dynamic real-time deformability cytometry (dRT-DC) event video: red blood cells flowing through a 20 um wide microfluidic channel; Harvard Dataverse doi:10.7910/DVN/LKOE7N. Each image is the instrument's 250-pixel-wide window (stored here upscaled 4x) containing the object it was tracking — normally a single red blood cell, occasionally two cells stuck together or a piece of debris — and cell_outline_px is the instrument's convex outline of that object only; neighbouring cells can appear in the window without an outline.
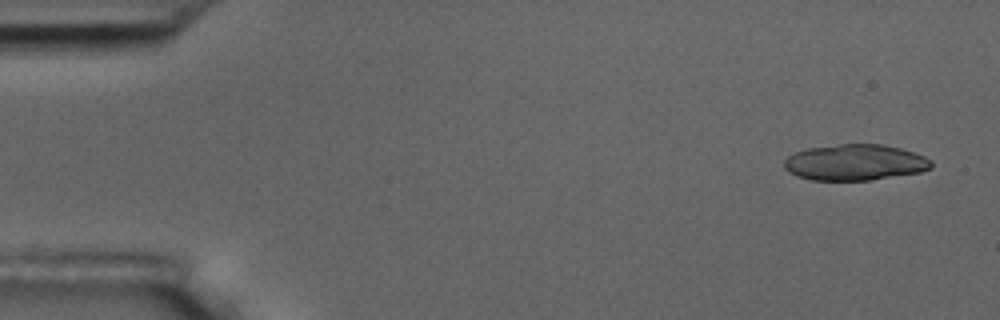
{"species": "common noctule bat (a hibernating species)", "species_latin": "Nyctalus noctula", "temperature_condition": "room temperature", "stored_images_in_passage": 5, "segment_of_instrument_passage": [1, 2], "camera_frame_rate_fps": 3000, "um_per_image_px": 0.085, "animal": {"sex": "male", "body_mass_g": 17.5, "forearm_length_mm": 52.3}, "frame": {"image": 1, "passage_image": 1, "time_ms": 0.0, "image_size_px": [1000, 320], "cell_outline_px": [[932, 168], [920, 172], [872, 180], [812, 180], [796, 176], [788, 172], [784, 168], [784, 160], [788, 156], [796, 152], [808, 148], [840, 144], [884, 144], [900, 148], [924, 156], [932, 160]], "centroid_in_image_um": [72.67, 13.81], "position_along_channel_um": 12.3, "area_um2": 30.98}}